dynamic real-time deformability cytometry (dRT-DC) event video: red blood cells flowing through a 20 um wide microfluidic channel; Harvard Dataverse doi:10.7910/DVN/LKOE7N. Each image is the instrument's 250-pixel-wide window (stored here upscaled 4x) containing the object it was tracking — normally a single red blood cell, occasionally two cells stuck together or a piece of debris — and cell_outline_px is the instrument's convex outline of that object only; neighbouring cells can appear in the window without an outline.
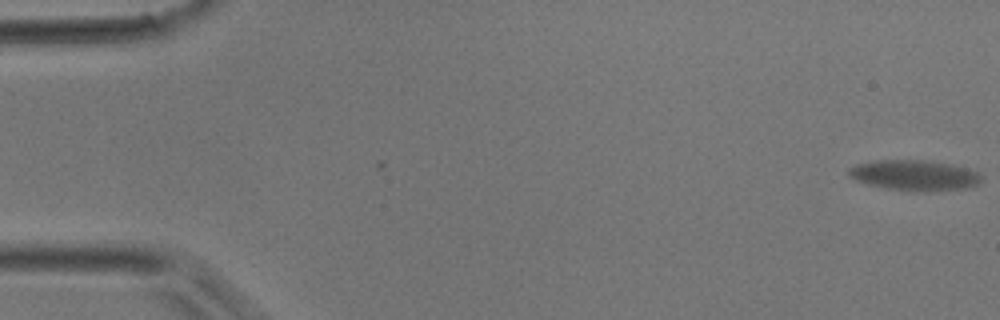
{"species": "common noctule bat (a hibernating species)", "species_latin": "Nyctalus noctula", "temperature_condition": "room temperature", "stored_images_in_passage": 6, "camera_frame_rate_fps": 3000, "um_per_image_px": 0.085, "animal": {"sex": "male", "body_mass_g": 17.9}, "frame": {"image": 1, "passage_image": 1, "time_ms": 0.0, "image_size_px": [1000, 320], "cell_outline_px": [[984, 180], [980, 184], [964, 188], [928, 192], [916, 192], [888, 188], [868, 184], [856, 180], [848, 176], [848, 168], [856, 164], [876, 160], [924, 160], [952, 164], [976, 172], [984, 176]], "centroid_in_image_um": [77.75, 14.9], "position_along_channel_um": 7.3, "area_um2": 23.76}}